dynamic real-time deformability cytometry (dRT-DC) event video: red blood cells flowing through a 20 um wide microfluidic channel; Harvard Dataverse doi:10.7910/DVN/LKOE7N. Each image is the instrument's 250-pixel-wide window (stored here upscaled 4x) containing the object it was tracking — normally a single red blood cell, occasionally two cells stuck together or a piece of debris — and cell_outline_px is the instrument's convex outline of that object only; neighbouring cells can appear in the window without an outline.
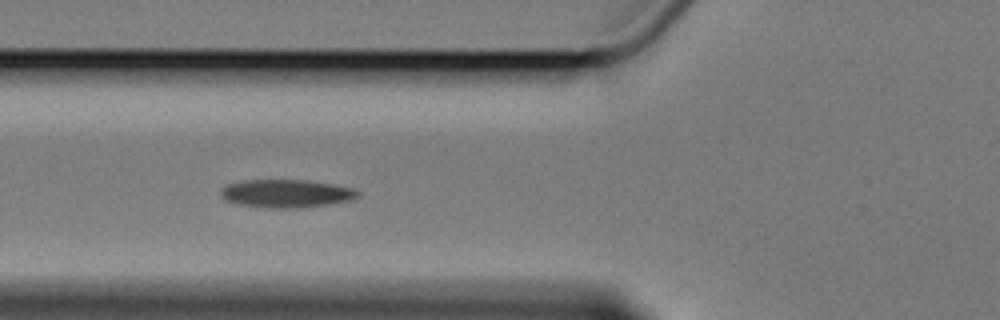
{"species": "Egyptian fruit bat (a non-hibernating species)", "species_latin": "Rousettus aegyptiacus", "temperature_condition": "cold", "stored_images_in_passage": 6, "camera_frame_rate_fps": 3000, "um_per_image_px": 0.085, "animal": {"sex": "female"}, "frame": {"image": 1, "passage_image": 5, "time_ms": 5.667, "image_size_px": [1000, 320], "cell_outline_px": [[360, 196], [352, 200], [332, 204], [296, 208], [268, 208], [236, 204], [220, 196], [220, 192], [228, 184], [244, 180], [308, 180], [356, 188], [360, 192]], "centroid_in_image_um": [24.4, 16.45], "position_along_channel_um": 101.4, "area_um2": 22.6}}
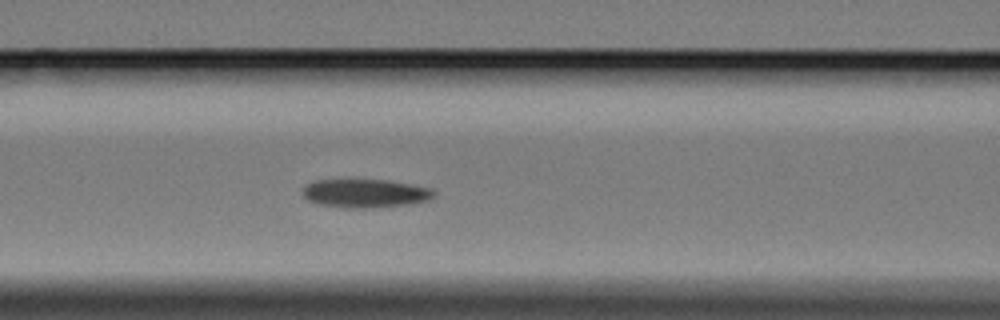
{"frame": {"image": 2, "passage_image": 6, "time_ms": 6.667, "image_size_px": [1000, 320], "cell_outline_px": [[436, 196], [428, 200], [408, 204], [364, 208], [348, 208], [320, 204], [308, 200], [304, 196], [304, 188], [312, 180], [344, 176], [348, 176], [388, 180], [412, 184], [432, 188], [436, 192]], "centroid_in_image_um": [31.02, 16.36], "position_along_channel_um": 135.6, "area_um2": 22.83}}